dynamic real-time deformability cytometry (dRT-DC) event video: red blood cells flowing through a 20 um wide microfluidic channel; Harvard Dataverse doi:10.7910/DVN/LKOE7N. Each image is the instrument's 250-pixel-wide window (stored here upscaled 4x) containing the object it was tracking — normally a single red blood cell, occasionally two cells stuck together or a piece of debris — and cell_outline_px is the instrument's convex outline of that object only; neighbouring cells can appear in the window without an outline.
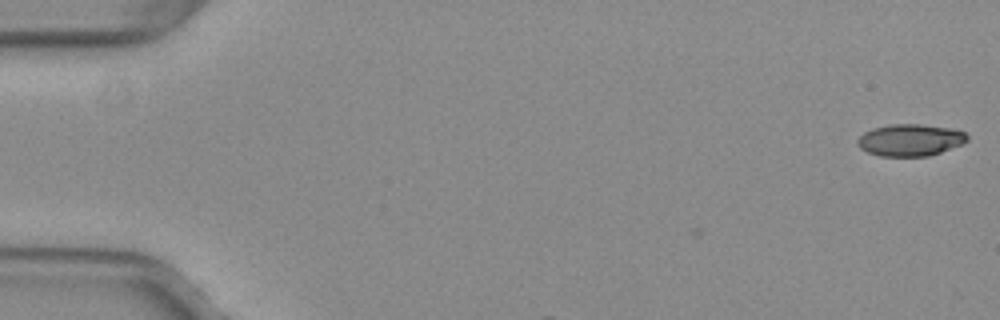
{"species": "common noctule bat (a hibernating species)", "species_latin": "Nyctalus noctula", "temperature_condition": "warm", "stored_images_in_passage": 7, "camera_frame_rate_fps": 3000, "um_per_image_px": 0.085, "animal": {"sex": "female", "body_mass_g": 29.2, "forearm_length_mm": 56.3}, "frame": {"image": 1, "passage_image": 1, "time_ms": 0.0, "image_size_px": [1000, 320], "cell_outline_px": [[968, 140], [960, 144], [940, 152], [928, 156], [880, 156], [868, 152], [860, 148], [856, 144], [856, 140], [864, 132], [872, 128], [888, 124], [924, 124], [948, 128], [964, 132], [968, 136]], "centroid_in_image_um": [77.31, 11.89], "position_along_channel_um": 7.7, "area_um2": 20.35}}